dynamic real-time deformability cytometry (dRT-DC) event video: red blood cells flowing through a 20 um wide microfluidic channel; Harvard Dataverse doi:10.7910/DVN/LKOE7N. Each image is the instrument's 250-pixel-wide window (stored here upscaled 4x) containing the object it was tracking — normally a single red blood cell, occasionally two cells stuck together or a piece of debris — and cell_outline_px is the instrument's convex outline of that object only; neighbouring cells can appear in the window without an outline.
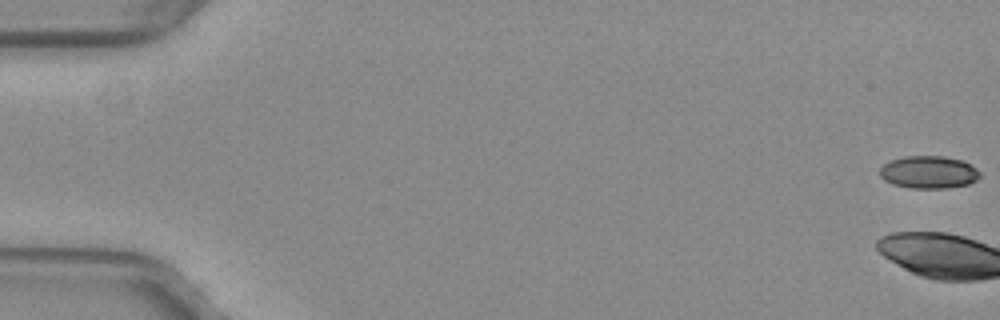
{"species": "common noctule bat (a hibernating species)", "species_latin": "Nyctalus noctula", "temperature_condition": "warm", "stored_images_in_passage": 16, "camera_frame_rate_fps": 3000, "um_per_image_px": 0.085, "animal": {"sex": "female", "body_mass_g": 29.2, "forearm_length_mm": 56.3}, "frame": {"image": 1, "passage_image": 1, "time_ms": 0.0, "image_size_px": [1000, 320], "cell_outline_px": [[980, 176], [976, 180], [968, 184], [948, 188], [912, 188], [892, 184], [884, 180], [880, 176], [880, 168], [884, 164], [892, 160], [908, 156], [940, 156], [960, 160], [976, 168], [980, 172]], "centroid_in_image_um": [78.93, 14.65], "position_along_channel_um": 6.1, "area_um2": 18.79}}